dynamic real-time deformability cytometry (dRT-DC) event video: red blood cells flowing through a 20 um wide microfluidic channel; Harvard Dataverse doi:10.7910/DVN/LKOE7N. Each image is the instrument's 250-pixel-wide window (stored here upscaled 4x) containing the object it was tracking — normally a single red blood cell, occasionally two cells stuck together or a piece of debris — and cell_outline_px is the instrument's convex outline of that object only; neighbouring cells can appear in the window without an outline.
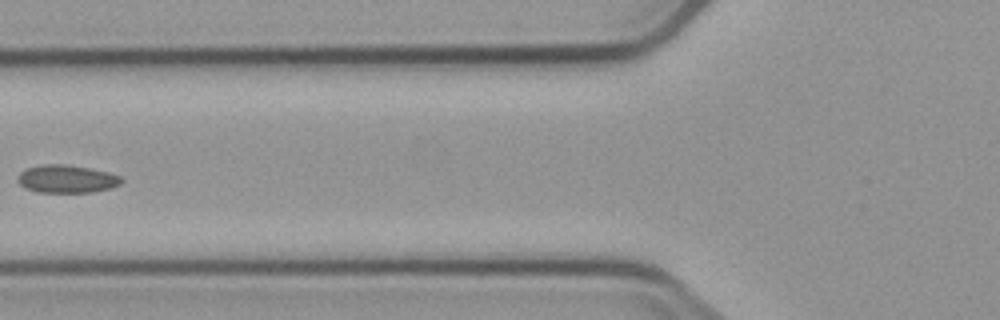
{"species": "common noctule bat (a hibernating species)", "species_latin": "Nyctalus noctula", "temperature_condition": "cold", "stored_images_in_passage": 9, "camera_frame_rate_fps": 3000, "um_per_image_px": 0.085, "animal": {"sex": "male", "body_mass_g": 23.1, "forearm_length_mm": 52.7}, "frame": {"image": 1, "passage_image": 6, "time_ms": 6.667, "image_size_px": [1000, 320], "cell_outline_px": [[124, 180], [120, 184], [112, 188], [92, 192], [36, 192], [24, 188], [16, 180], [16, 176], [20, 172], [28, 168], [44, 164], [64, 164], [88, 168], [108, 172], [120, 176]], "centroid_in_image_um": [5.65, 15.22], "position_along_channel_um": 120.1, "area_um2": 16.94}}
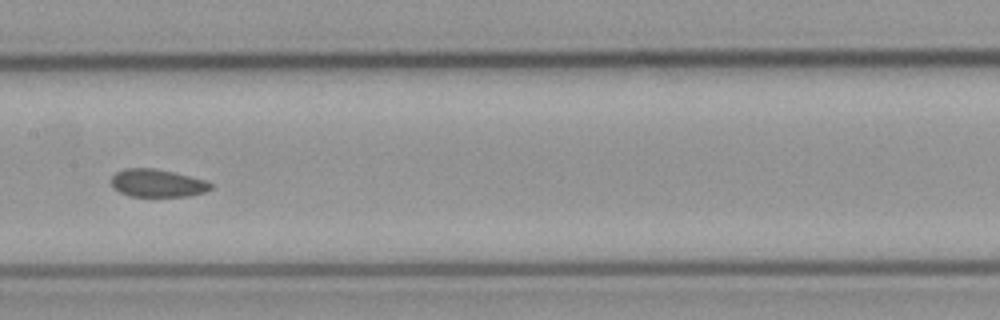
{"frame": {"image": 2, "passage_image": 8, "time_ms": 8.667, "image_size_px": [1000, 320], "cell_outline_px": [[212, 188], [204, 192], [188, 196], [128, 196], [112, 188], [112, 176], [116, 172], [124, 168], [152, 168], [172, 172], [204, 180], [212, 184]], "centroid_in_image_um": [13.33, 15.57], "position_along_channel_um": 194.1, "area_um2": 15.95}}
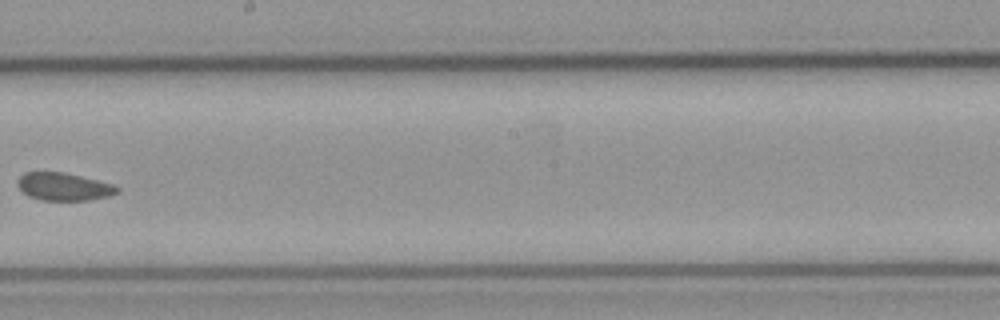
{"frame": {"image": 3, "passage_image": 9, "time_ms": 10.0, "image_size_px": [1000, 320], "cell_outline_px": [[120, 192], [108, 196], [88, 200], [40, 200], [28, 196], [16, 184], [16, 180], [24, 172], [64, 172], [112, 184], [120, 188]], "centroid_in_image_um": [5.4, 15.86], "position_along_channel_um": 242.8, "area_um2": 16.07}}